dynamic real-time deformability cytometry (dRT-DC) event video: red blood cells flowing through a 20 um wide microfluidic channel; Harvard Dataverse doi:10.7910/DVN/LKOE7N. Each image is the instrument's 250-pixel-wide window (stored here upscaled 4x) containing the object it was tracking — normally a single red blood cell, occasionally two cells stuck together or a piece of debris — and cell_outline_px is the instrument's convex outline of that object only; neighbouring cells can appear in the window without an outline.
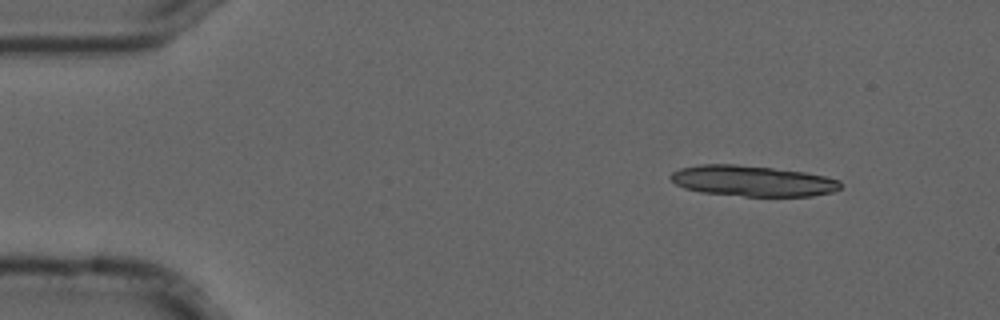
{"species": "common noctule bat (a hibernating species)", "species_latin": "Nyctalus noctula", "temperature_condition": "cold", "stored_images_in_passage": 4, "camera_frame_rate_fps": 3000, "um_per_image_px": 0.085, "animal": {"sex": "male", "forearm_length_mm": 52.5}, "frame": {"image": 1, "passage_image": 1, "time_ms": 0.0, "image_size_px": [1000, 320], "cell_outline_px": [[840, 188], [832, 192], [812, 196], [744, 196], [700, 192], [684, 188], [676, 184], [668, 176], [672, 172], [680, 168], [700, 164], [736, 164], [772, 168], [804, 172], [824, 176], [840, 180]], "centroid_in_image_um": [63.93, 15.38], "position_along_channel_um": 21.1, "area_um2": 30.4}}